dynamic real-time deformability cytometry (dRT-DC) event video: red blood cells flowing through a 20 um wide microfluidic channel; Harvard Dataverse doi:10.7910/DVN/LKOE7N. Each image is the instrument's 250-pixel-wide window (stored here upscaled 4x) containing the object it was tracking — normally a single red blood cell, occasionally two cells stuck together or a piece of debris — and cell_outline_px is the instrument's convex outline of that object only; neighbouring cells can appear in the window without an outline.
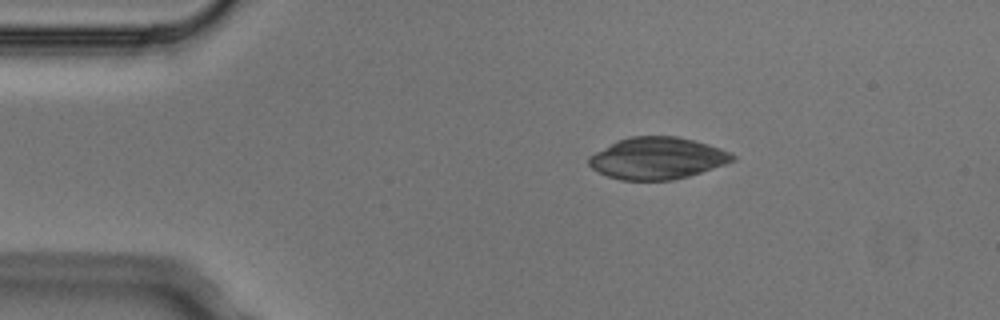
{"species": "Egyptian fruit bat (a non-hibernating species)", "species_latin": "Rousettus aegyptiacus", "temperature_condition": "cold", "stored_images_in_passage": 4, "camera_frame_rate_fps": 3000, "um_per_image_px": 0.085, "animal": {"sex": "male"}, "frame": {"image": 1, "passage_image": 3, "time_ms": 0.667, "image_size_px": [1000, 320], "cell_outline_px": [[736, 160], [688, 176], [672, 180], [620, 180], [608, 176], [592, 168], [588, 164], [588, 156], [616, 140], [628, 136], [676, 136], [708, 144], [720, 148], [736, 156]], "centroid_in_image_um": [55.83, 13.44], "position_along_channel_um": 29.2, "area_um2": 34.91}}